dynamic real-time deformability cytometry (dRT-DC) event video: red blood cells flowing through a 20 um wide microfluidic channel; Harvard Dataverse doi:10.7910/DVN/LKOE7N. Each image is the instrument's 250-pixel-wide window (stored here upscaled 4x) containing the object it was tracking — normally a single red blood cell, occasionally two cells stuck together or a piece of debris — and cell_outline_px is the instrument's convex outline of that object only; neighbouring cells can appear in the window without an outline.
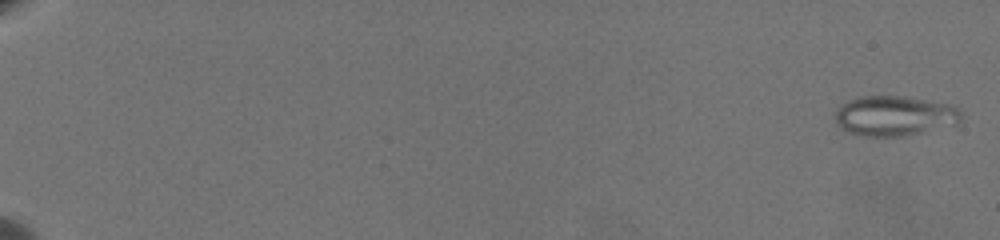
{"species": "common noctule bat (a hibernating species)", "species_latin": "Nyctalus noctula", "temperature_condition": "warm", "stored_images_in_passage": 67, "camera_frame_rate_fps": 3000, "um_per_image_px": 0.085, "animal": {"sex": "female", "body_mass_g": 19.5, "forearm_length_mm": 54.1}, "frame": {"image": 1, "passage_image": 2, "time_ms": 0.333, "image_size_px": [1000, 240], "cell_outline_px": [[960, 116], [956, 124], [924, 132], [904, 136], [864, 136], [848, 132], [840, 128], [836, 124], [836, 108], [840, 104], [848, 100], [860, 96], [904, 96], [948, 104], [956, 108], [960, 112]], "centroid_in_image_um": [75.97, 9.85], "position_along_channel_um": 9.0, "area_um2": 29.3}}
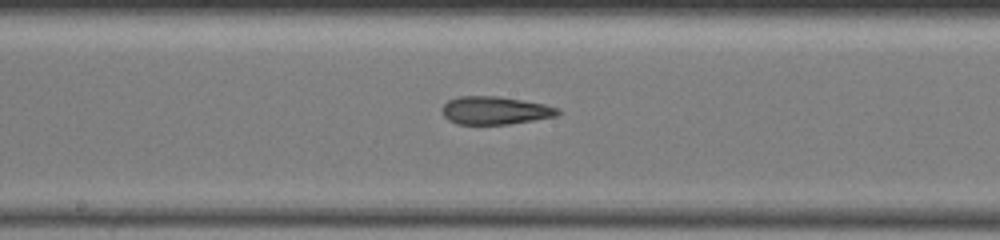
{"frame": {"image": 2, "passage_image": 40, "time_ms": 13.0, "image_size_px": [1000, 240], "cell_outline_px": [[560, 112], [556, 116], [508, 124], [456, 124], [448, 120], [444, 116], [440, 108], [448, 100], [460, 96], [496, 96], [544, 104], [560, 108]], "centroid_in_image_um": [42.04, 9.39], "position_along_channel_um": 206.2, "area_um2": 18.79}}
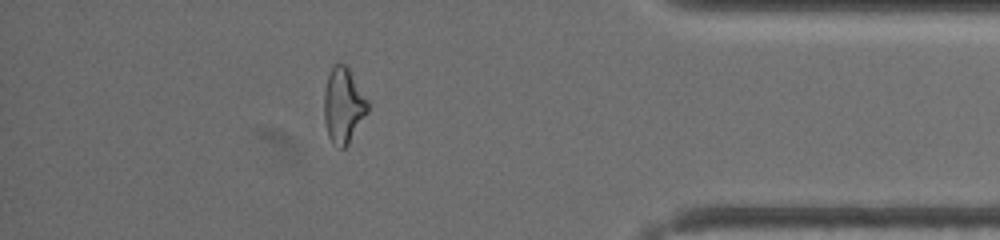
{"frame": {"image": 3, "passage_image": 60, "time_ms": 19.667, "image_size_px": [1000, 240], "cell_outline_px": [[368, 112], [348, 144], [344, 148], [336, 148], [332, 144], [328, 136], [324, 120], [324, 92], [328, 76], [332, 68], [336, 64], [344, 64], [348, 68], [368, 100]], "centroid_in_image_um": [29.18, 9.01], "position_along_channel_um": 406.0, "area_um2": 19.07}, "authors_computed_cell_mechanics": {"area_um2": 20.4612, "velocity_mm_per_s": 3.387, "shape_relaxation_time_tau1_ms": null, "shape_relaxation_time_tau2_ms": 4.0931, "deformation_change_tau1": null, "deformation_change_tau2": 0.14}}